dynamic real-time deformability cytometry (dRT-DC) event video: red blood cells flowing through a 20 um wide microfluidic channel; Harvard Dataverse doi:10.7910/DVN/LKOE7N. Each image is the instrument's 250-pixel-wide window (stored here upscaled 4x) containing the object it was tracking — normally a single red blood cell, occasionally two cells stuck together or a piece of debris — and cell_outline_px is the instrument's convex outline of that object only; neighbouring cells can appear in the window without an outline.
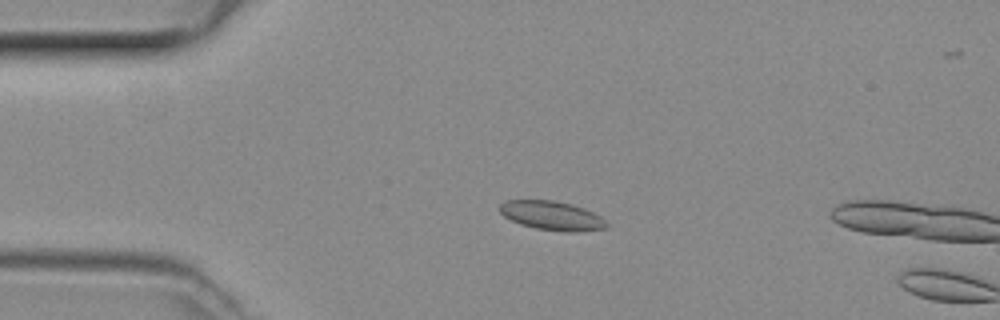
{"species": "common noctule bat (a hibernating species)", "species_latin": "Nyctalus noctula", "temperature_condition": "room temperature", "stored_images_in_passage": 7, "camera_frame_rate_fps": 3000, "um_per_image_px": 0.085, "animal": {"sex": "female", "body_mass_g": 29.2, "forearm_length_mm": 56.3}, "frame": {"image": 1, "passage_image": 5, "time_ms": 1.333, "image_size_px": [1000, 320], "cell_outline_px": [[608, 224], [604, 228], [576, 232], [564, 232], [536, 228], [520, 224], [504, 216], [496, 208], [500, 204], [508, 200], [552, 200], [572, 204], [584, 208], [600, 216]], "centroid_in_image_um": [46.88, 18.32], "position_along_channel_um": 38.1, "area_um2": 18.03}}